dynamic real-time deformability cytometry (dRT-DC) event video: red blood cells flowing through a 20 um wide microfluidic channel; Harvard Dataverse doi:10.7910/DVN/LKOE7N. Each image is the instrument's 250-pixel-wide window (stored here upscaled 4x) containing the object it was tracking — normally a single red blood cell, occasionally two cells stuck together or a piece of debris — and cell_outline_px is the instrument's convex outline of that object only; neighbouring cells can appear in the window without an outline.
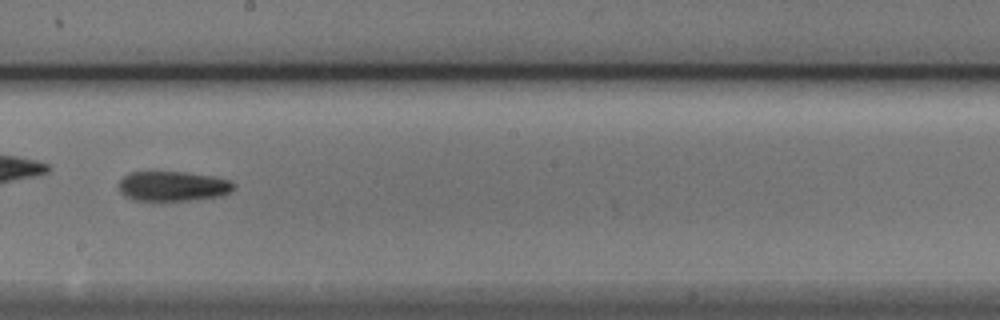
{"species": "Egyptian fruit bat (a non-hibernating species)", "species_latin": "Rousettus aegyptiacus", "temperature_condition": "cold", "stored_images_in_passage": 53, "camera_frame_rate_fps": 3000, "um_per_image_px": 0.085, "animal": {"sex": "male"}, "frame": {"image": 1, "passage_image": 30, "time_ms": 9.667, "image_size_px": [1000, 320], "cell_outline_px": [[236, 188], [232, 192], [220, 196], [192, 200], [160, 204], [152, 204], [132, 200], [124, 196], [120, 192], [120, 180], [124, 176], [132, 172], [184, 172], [216, 176], [232, 180], [236, 184]], "centroid_in_image_um": [14.72, 15.88], "position_along_channel_um": 233.5, "area_um2": 21.21}}
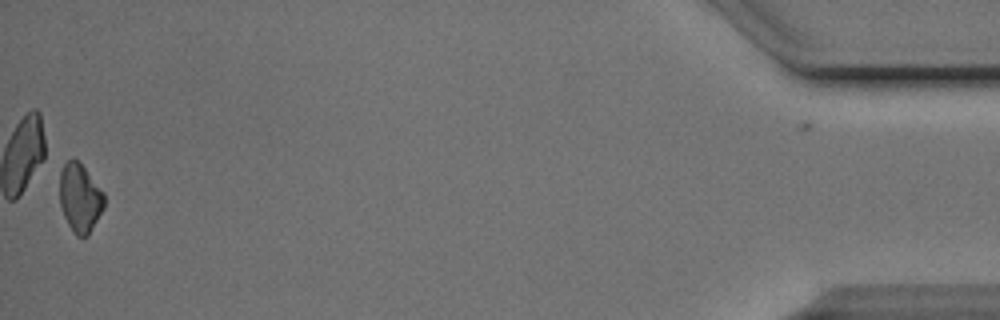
{"frame": {"image": 2, "passage_image": 52, "time_ms": 17.0, "image_size_px": [1000, 320], "cell_outline_px": [[104, 208], [88, 236], [76, 236], [72, 232], [64, 216], [60, 204], [60, 164], [68, 160], [76, 160], [84, 168], [104, 192]], "centroid_in_image_um": [6.78, 16.84], "position_along_channel_um": 428.4, "area_um2": 17.8}}